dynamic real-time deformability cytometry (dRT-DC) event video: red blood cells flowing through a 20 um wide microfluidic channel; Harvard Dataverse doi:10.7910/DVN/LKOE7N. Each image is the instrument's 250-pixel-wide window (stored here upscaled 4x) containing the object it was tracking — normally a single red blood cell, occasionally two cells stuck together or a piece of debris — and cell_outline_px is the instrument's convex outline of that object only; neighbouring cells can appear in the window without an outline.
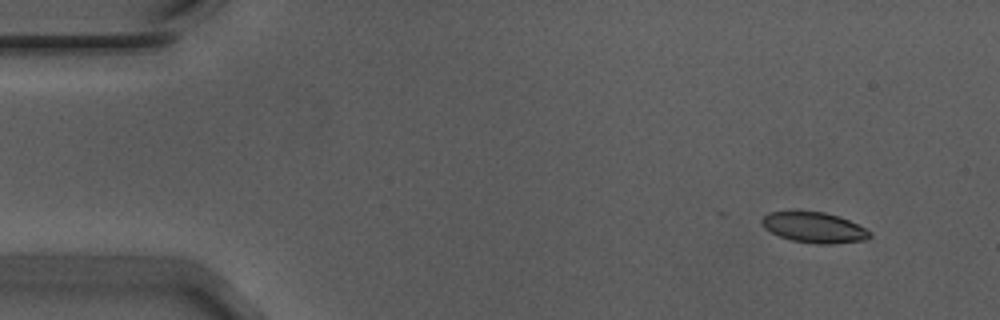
{"species": "Egyptian fruit bat (a non-hibernating species)", "species_latin": "Rousettus aegyptiacus", "temperature_condition": "warm", "stored_images_in_passage": 17, "camera_frame_rate_fps": 3000, "um_per_image_px": 0.085, "animal": {"sex": "male"}, "frame": {"image": 1, "passage_image": 1, "time_ms": 0.0, "image_size_px": [1000, 320], "cell_outline_px": [[872, 236], [868, 240], [832, 244], [816, 244], [792, 240], [780, 236], [764, 228], [760, 220], [768, 212], [824, 212], [840, 216], [872, 232]], "centroid_in_image_um": [69.24, 19.35], "position_along_channel_um": 15.8, "area_um2": 19.13}}
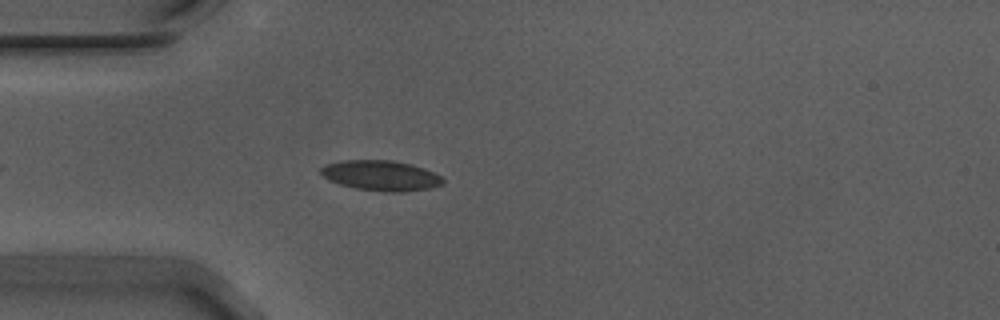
{"frame": {"image": 2, "passage_image": 12, "time_ms": 3.667, "image_size_px": [1000, 320], "cell_outline_px": [[444, 184], [432, 188], [404, 192], [384, 192], [356, 188], [340, 184], [328, 180], [320, 172], [320, 168], [324, 164], [344, 160], [388, 160], [408, 164], [424, 168], [440, 176], [444, 180]], "centroid_in_image_um": [32.37, 14.93], "position_along_channel_um": 52.6, "area_um2": 21.5}}
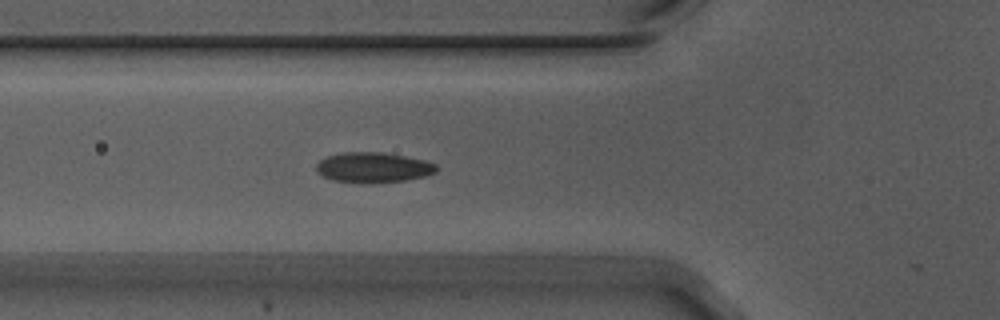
{"frame": {"image": 3, "passage_image": 16, "time_ms": 5.0, "image_size_px": [1000, 320], "cell_outline_px": [[440, 168], [436, 172], [424, 176], [404, 180], [372, 184], [360, 184], [332, 180], [316, 172], [316, 164], [320, 160], [328, 156], [344, 152], [380, 152], [404, 156], [424, 160], [436, 164]], "centroid_in_image_um": [31.71, 14.25], "position_along_channel_um": 94.1, "area_um2": 21.39}}